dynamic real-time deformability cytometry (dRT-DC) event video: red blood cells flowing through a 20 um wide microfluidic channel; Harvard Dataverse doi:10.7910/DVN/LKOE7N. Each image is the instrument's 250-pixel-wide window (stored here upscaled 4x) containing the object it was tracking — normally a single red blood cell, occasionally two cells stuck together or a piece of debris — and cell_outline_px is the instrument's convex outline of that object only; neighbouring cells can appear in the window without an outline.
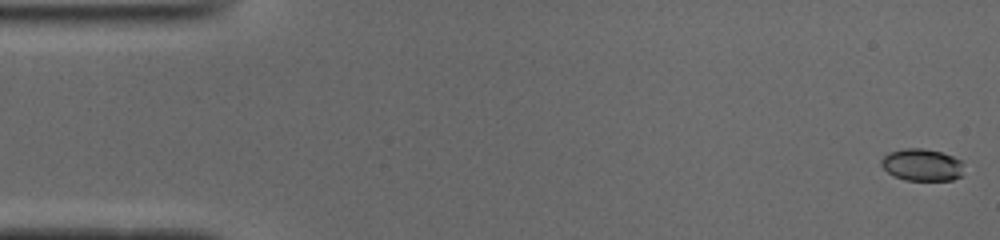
{"species": "common noctule bat (a hibernating species)", "species_latin": "Nyctalus noctula", "temperature_condition": "cold", "stored_images_in_passage": 51, "camera_frame_rate_fps": 3000, "um_per_image_px": 0.085, "animal": {"sex": "male", "body_mass_g": 19.0, "forearm_length_mm": 50.8}, "frame": {"image": 1, "passage_image": 1, "time_ms": 0.0, "image_size_px": [1000, 240], "cell_outline_px": [[960, 176], [952, 180], [904, 180], [888, 172], [880, 164], [880, 160], [888, 152], [904, 148], [920, 148], [940, 152], [952, 156], [960, 160]], "centroid_in_image_um": [78.3, 14.0], "position_along_channel_um": 6.7, "area_um2": 15.14}}
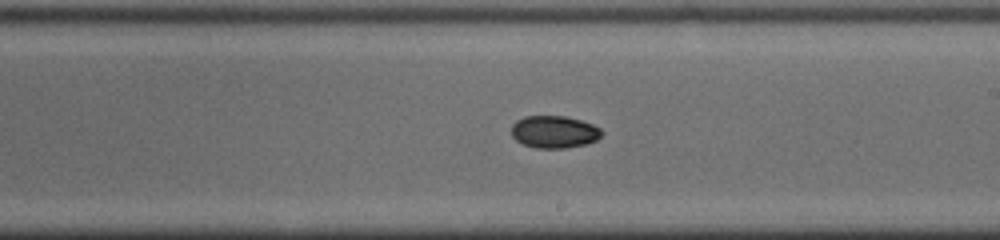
{"frame": {"image": 2, "passage_image": 29, "time_ms": 9.333, "image_size_px": [1000, 240], "cell_outline_px": [[604, 132], [596, 140], [584, 144], [564, 148], [536, 148], [524, 144], [516, 140], [512, 136], [512, 124], [516, 120], [524, 116], [564, 116], [580, 120], [592, 124], [600, 128]], "centroid_in_image_um": [47.09, 11.2], "position_along_channel_um": 241.9, "area_um2": 16.94}}
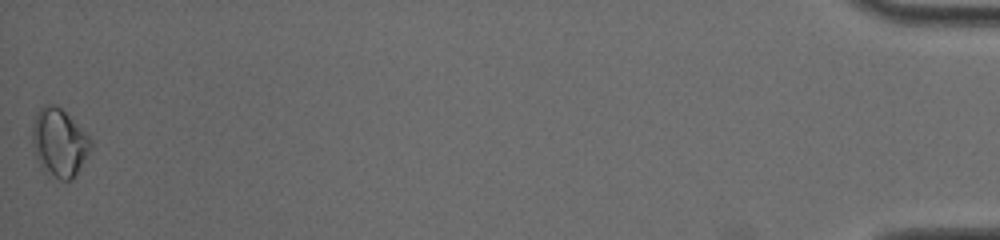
{"frame": {"image": 3, "passage_image": 51, "time_ms": 16.667, "image_size_px": [1000, 240], "cell_outline_px": [[92, 148], [88, 156], [72, 180], [60, 180], [44, 172], [40, 168], [36, 156], [32, 140], [32, 128], [36, 112], [44, 104], [56, 104], [92, 140]], "centroid_in_image_um": [5.02, 12.15], "position_along_channel_um": 430.2, "area_um2": 23.18}, "authors_computed_cell_mechanics": {"area_um2": 16.8776, "velocity_mm_per_s": 3.9344, "shape_relaxation_time_tau1_ms": 5.4773, "shape_relaxation_time_tau2_ms": 5.8228, "deformation_change_tau1": 0.1063, "deformation_change_tau2": 0.0429}}